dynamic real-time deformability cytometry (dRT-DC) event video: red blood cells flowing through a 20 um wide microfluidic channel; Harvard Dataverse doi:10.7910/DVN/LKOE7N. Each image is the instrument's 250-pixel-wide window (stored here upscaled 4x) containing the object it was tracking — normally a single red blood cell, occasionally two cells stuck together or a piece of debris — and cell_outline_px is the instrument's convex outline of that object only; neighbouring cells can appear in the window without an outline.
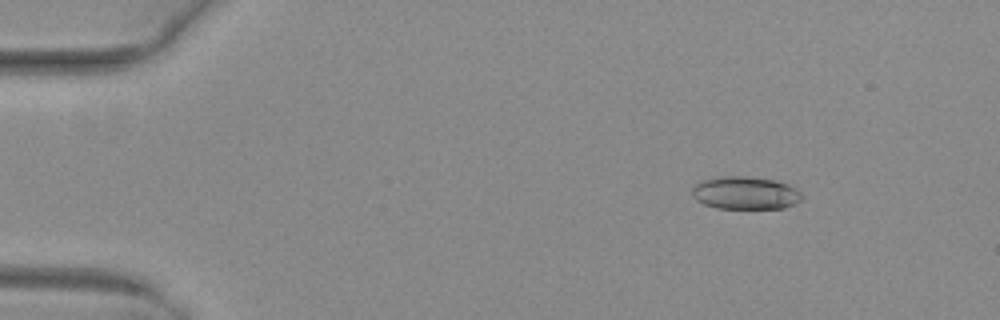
{"species": "common noctule bat (a hibernating species)", "species_latin": "Nyctalus noctula", "temperature_condition": "warm", "stored_images_in_passage": 31, "camera_frame_rate_fps": 3000, "um_per_image_px": 0.085, "animal": {"sex": "female", "body_mass_g": 29.2, "forearm_length_mm": 56.3}, "frame": {"image": 1, "passage_image": 7, "time_ms": 2.0, "image_size_px": [1000, 320], "cell_outline_px": [[804, 196], [800, 200], [784, 208], [716, 208], [704, 204], [696, 200], [692, 196], [692, 188], [696, 184], [704, 180], [716, 176], [744, 176], [772, 180], [788, 184], [796, 188]], "centroid_in_image_um": [63.33, 16.4], "position_along_channel_um": 21.7, "area_um2": 20.92}}
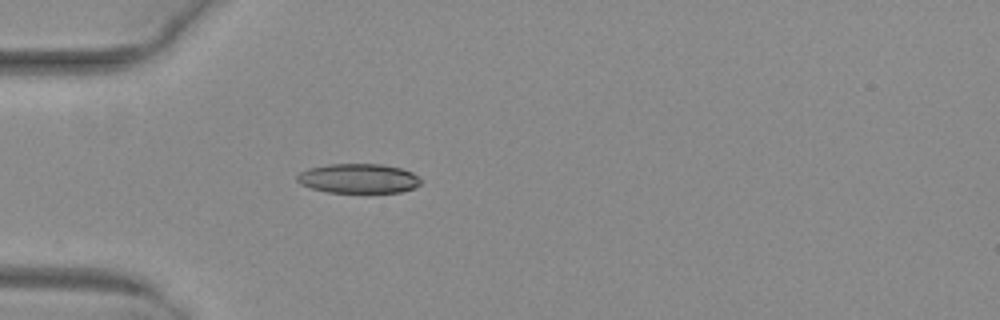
{"frame": {"image": 2, "passage_image": 16, "time_ms": 5.0, "image_size_px": [1000, 320], "cell_outline_px": [[420, 184], [412, 188], [400, 192], [328, 192], [312, 188], [300, 184], [296, 180], [296, 176], [300, 172], [308, 168], [328, 164], [384, 164], [400, 168], [412, 172], [420, 180]], "centroid_in_image_um": [30.43, 15.16], "position_along_channel_um": 54.6, "area_um2": 21.15}}